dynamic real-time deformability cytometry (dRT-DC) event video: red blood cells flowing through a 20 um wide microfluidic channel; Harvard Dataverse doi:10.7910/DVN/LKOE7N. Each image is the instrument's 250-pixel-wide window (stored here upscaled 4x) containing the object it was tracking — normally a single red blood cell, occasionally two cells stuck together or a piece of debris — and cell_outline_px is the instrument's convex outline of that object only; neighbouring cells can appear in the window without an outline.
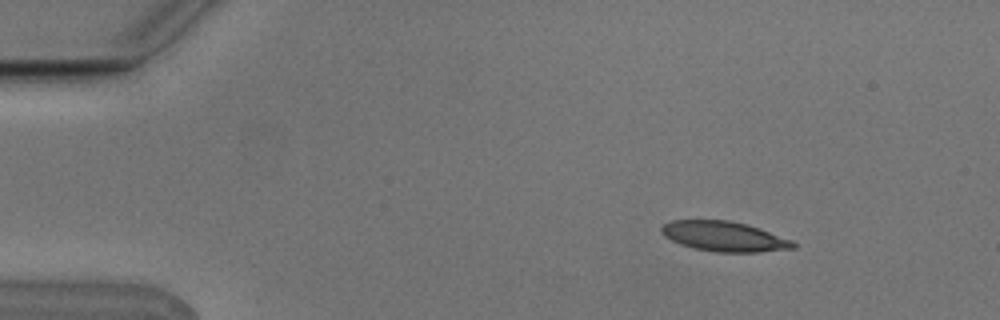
{"species": "Egyptian fruit bat (a non-hibernating species)", "species_latin": "Rousettus aegyptiacus", "temperature_condition": "cold", "stored_images_in_passage": 4, "camera_frame_rate_fps": 3000, "um_per_image_px": 0.085, "animal": {"sex": "male"}, "frame": {"image": 1, "passage_image": 2, "time_ms": 0.333, "image_size_px": [1000, 320], "cell_outline_px": [[796, 248], [760, 252], [716, 252], [696, 248], [680, 244], [664, 236], [660, 232], [660, 228], [664, 224], [672, 220], [728, 220], [748, 224], [792, 240], [796, 244]], "centroid_in_image_um": [61.56, 20.09], "position_along_channel_um": 23.4, "area_um2": 23.0}}
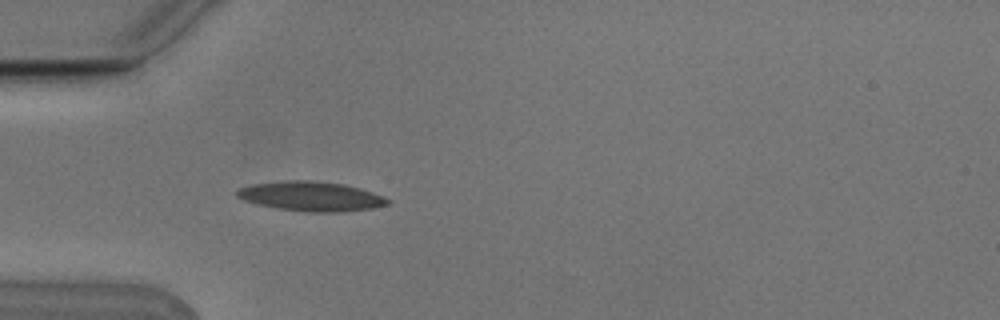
{"frame": {"image": 2, "passage_image": 4, "time_ms": 1.0, "image_size_px": [1000, 320], "cell_outline_px": [[392, 200], [388, 204], [372, 208], [344, 212], [308, 212], [280, 208], [260, 204], [244, 200], [236, 196], [236, 192], [240, 188], [252, 184], [288, 180], [308, 180], [344, 184], [360, 188], [372, 192]], "centroid_in_image_um": [26.48, 16.68], "position_along_channel_um": 58.5, "area_um2": 25.72}}